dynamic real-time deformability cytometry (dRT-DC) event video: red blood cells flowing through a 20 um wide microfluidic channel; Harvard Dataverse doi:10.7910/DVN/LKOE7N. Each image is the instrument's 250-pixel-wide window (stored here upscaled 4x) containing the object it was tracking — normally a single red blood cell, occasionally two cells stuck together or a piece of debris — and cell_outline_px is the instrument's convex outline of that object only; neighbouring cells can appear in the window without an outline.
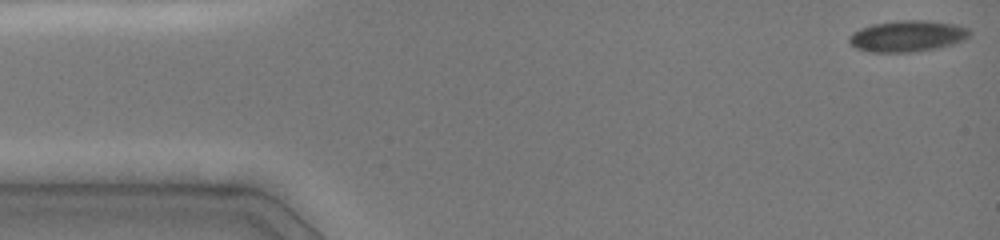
{"species": "common noctule bat (a hibernating species)", "species_latin": "Nyctalus noctula", "temperature_condition": "cold", "stored_images_in_passage": 27, "camera_frame_rate_fps": 3000, "um_per_image_px": 0.085, "animal": {"sex": "female", "body_mass_g": 19.0, "forearm_length_mm": 51.5}, "frame": {"image": 1, "passage_image": 1, "time_ms": 0.0, "image_size_px": [1000, 240], "cell_outline_px": [[972, 32], [964, 40], [952, 44], [936, 48], [912, 52], [868, 52], [856, 48], [848, 40], [848, 36], [852, 32], [860, 28], [872, 24], [896, 20], [928, 20], [956, 24], [968, 28]], "centroid_in_image_um": [77.12, 3.06], "position_along_channel_um": 7.9, "area_um2": 22.14}}
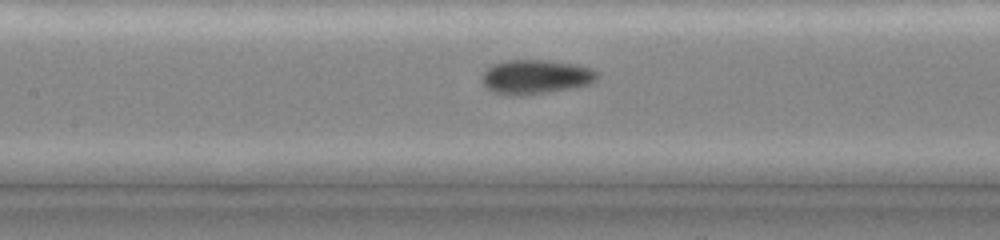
{"frame": {"image": 2, "passage_image": 15, "time_ms": 6.667, "image_size_px": [1000, 240], "cell_outline_px": [[596, 80], [588, 84], [548, 92], [520, 96], [516, 96], [492, 92], [484, 88], [480, 80], [480, 76], [492, 64], [504, 60], [548, 60], [576, 64], [592, 68], [596, 72]], "centroid_in_image_um": [45.44, 6.53], "position_along_channel_um": 162.0, "area_um2": 23.18}}
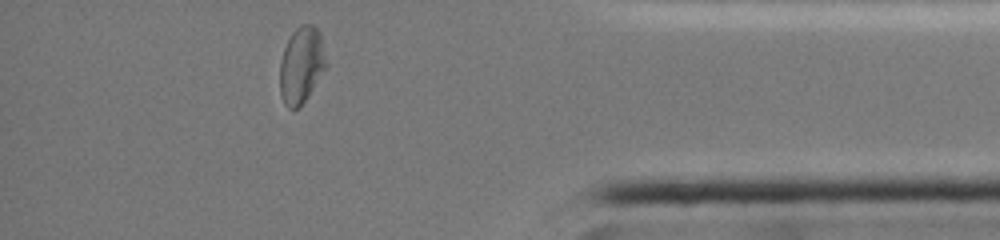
{"frame": {"image": 3, "passage_image": 27, "time_ms": 13.333, "image_size_px": [1000, 240], "cell_outline_px": [[328, 64], [308, 96], [300, 108], [288, 108], [284, 104], [280, 92], [280, 60], [284, 48], [292, 32], [300, 24], [312, 24], [320, 32]], "centroid_in_image_um": [25.62, 5.52], "position_along_channel_um": 409.6, "area_um2": 20.75}, "authors_computed_cell_mechanics": {"area_um2": 21.5016, "velocity_mm_per_s": 4.0252, "shape_relaxation_time_tau1_ms": null, "shape_relaxation_time_tau2_ms": 3.3218, "deformation_change_tau1": null, "deformation_change_tau2": 0.0569}}